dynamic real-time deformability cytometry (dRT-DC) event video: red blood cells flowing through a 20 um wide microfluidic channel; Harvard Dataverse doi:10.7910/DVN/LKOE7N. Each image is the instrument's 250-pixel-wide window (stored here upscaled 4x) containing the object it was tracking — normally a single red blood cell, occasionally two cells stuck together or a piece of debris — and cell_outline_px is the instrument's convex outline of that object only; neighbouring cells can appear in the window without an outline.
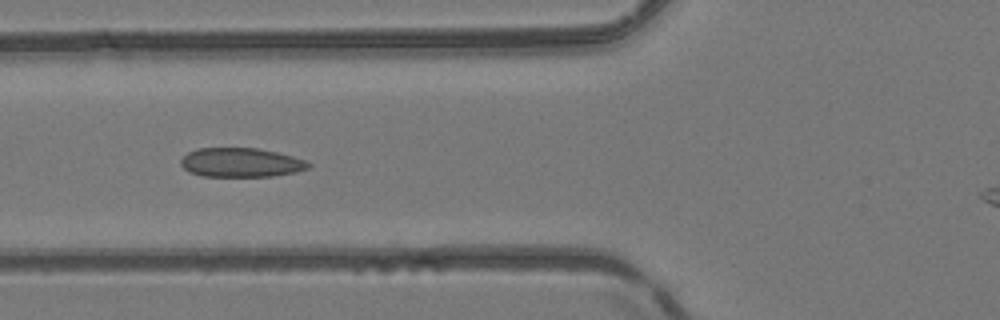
{"species": "common noctule bat (a hibernating species)", "species_latin": "Nyctalus noctula", "temperature_condition": "room temperature", "stored_images_in_passage": 2, "camera_frame_rate_fps": 3000, "um_per_image_px": 0.085, "animal": {"sex": "female", "body_mass_g": 24.6, "forearm_length_mm": 56.2}, "frame": {"image": 1, "passage_image": 2, "time_ms": 1.333, "image_size_px": [1000, 320], "cell_outline_px": [[312, 164], [308, 168], [296, 172], [272, 176], [200, 176], [188, 172], [180, 164], [180, 160], [188, 152], [196, 148], [256, 148], [276, 152], [308, 160]], "centroid_in_image_um": [20.47, 13.81], "position_along_channel_um": 105.3, "area_um2": 21.79}}